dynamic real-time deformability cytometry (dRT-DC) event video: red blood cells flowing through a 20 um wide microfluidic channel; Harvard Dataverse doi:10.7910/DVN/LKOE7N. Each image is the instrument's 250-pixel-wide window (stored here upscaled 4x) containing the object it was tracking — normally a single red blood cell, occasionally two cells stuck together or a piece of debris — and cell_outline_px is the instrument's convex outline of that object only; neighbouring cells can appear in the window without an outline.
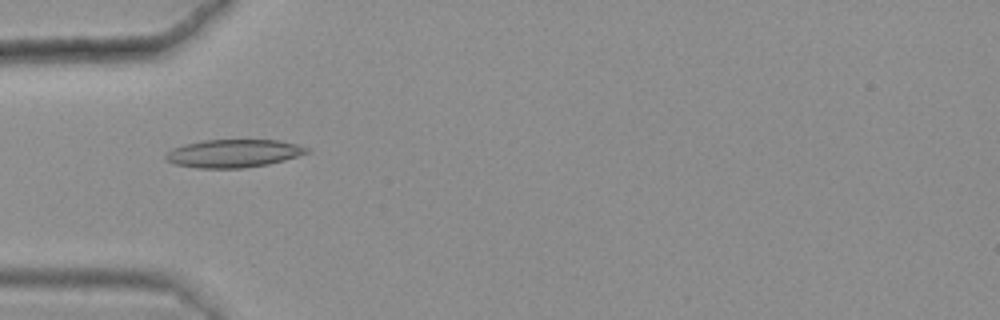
{"species": "common noctule bat (a hibernating species)", "species_latin": "Nyctalus noctula", "temperature_condition": "warm", "stored_images_in_passage": 39, "camera_frame_rate_fps": 3000, "um_per_image_px": 0.085, "animal": {"sex": "female", "body_mass_g": 25.1}, "frame": {"image": 1, "passage_image": 7, "time_ms": 2.0, "image_size_px": [1000, 320], "cell_outline_px": [[312, 152], [284, 160], [268, 164], [244, 168], [196, 168], [176, 164], [164, 160], [164, 156], [172, 148], [184, 144], [204, 140], [280, 140], [296, 144], [308, 148]], "centroid_in_image_um": [19.84, 13.04], "position_along_channel_um": 65.2, "area_um2": 23.12}}
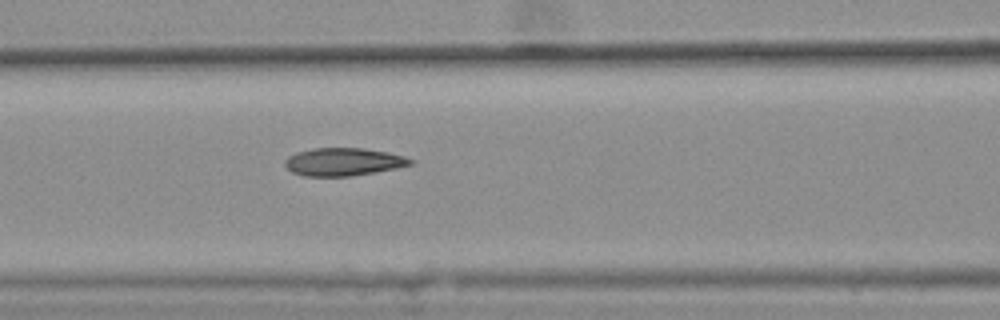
{"frame": {"image": 2, "passage_image": 13, "time_ms": 4.0, "image_size_px": [1000, 320], "cell_outline_px": [[416, 160], [412, 164], [396, 168], [352, 176], [304, 176], [292, 172], [284, 164], [284, 160], [288, 156], [296, 152], [312, 148], [364, 148], [388, 152], [404, 156]], "centroid_in_image_um": [29.19, 13.75], "position_along_channel_um": 137.4, "area_um2": 20.46}}
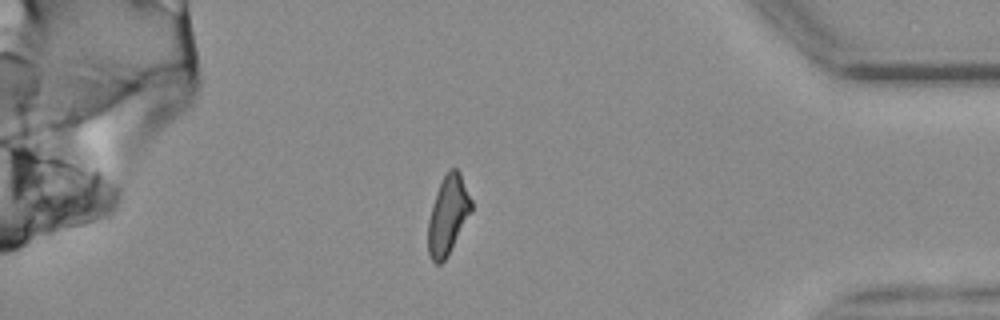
{"frame": {"image": 3, "passage_image": 37, "time_ms": 12.0, "image_size_px": [1000, 320], "cell_outline_px": [[472, 212], [448, 256], [440, 264], [436, 264], [432, 260], [428, 252], [428, 220], [432, 204], [436, 192], [448, 168], [456, 168], [460, 172], [472, 200]], "centroid_in_image_um": [38.09, 18.29], "position_along_channel_um": 397.1, "area_um2": 20.0}, "authors_computed_cell_mechanics": {"area_um2": 20.4612, "velocity_mm_per_s": 3.64, "shape_relaxation_time_tau1_ms": null, "shape_relaxation_time_tau2_ms": 3.1469, "deformation_change_tau1": null, "deformation_change_tau2": 0.0955}}